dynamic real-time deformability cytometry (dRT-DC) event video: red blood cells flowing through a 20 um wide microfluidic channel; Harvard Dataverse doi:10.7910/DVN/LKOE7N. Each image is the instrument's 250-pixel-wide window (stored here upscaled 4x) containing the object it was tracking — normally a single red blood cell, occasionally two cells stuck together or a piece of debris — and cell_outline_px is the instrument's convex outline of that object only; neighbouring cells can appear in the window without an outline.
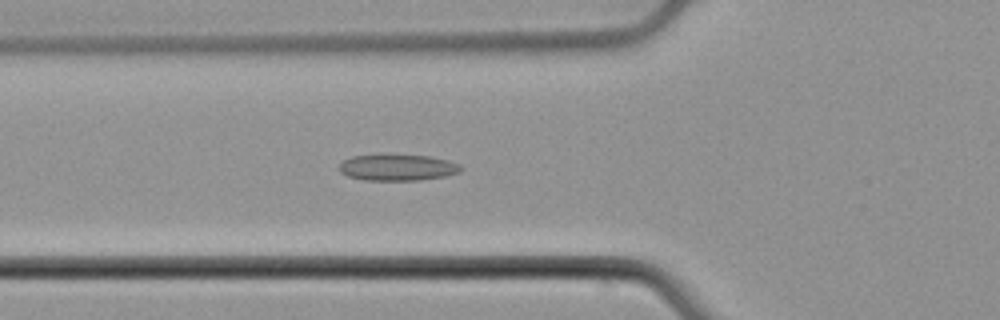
{"species": "common noctule bat (a hibernating species)", "species_latin": "Nyctalus noctula", "temperature_condition": "cold", "stored_images_in_passage": 45, "camera_frame_rate_fps": 3000, "um_per_image_px": 0.085, "animal": {"sex": "male", "body_mass_g": 21.5, "forearm_length_mm": 52.0}, "frame": {"image": 1, "passage_image": 11, "time_ms": 3.333, "image_size_px": [1000, 320], "cell_outline_px": [[464, 168], [460, 172], [448, 176], [420, 180], [364, 180], [348, 176], [340, 172], [340, 164], [344, 160], [352, 156], [432, 156], [448, 160], [460, 164]], "centroid_in_image_um": [33.87, 14.26], "position_along_channel_um": 91.9, "area_um2": 18.38}}
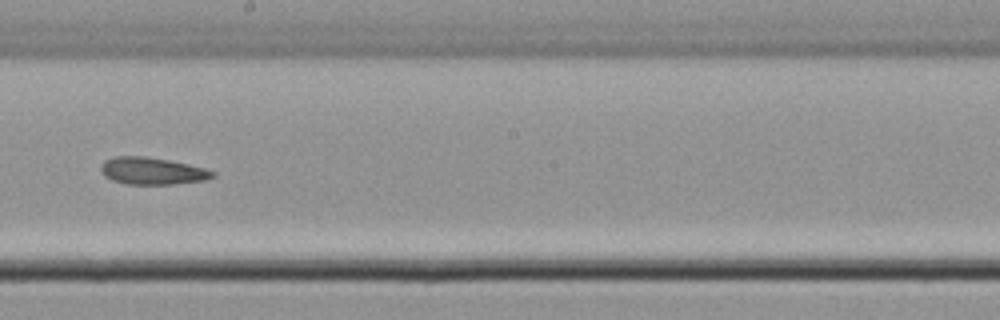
{"frame": {"image": 2, "passage_image": 22, "time_ms": 7.0, "image_size_px": [1000, 320], "cell_outline_px": [[216, 176], [204, 180], [172, 184], [128, 184], [112, 180], [104, 176], [100, 172], [100, 164], [104, 160], [116, 156], [144, 156], [168, 160], [188, 164], [204, 168], [216, 172]], "centroid_in_image_um": [12.91, 14.53], "position_along_channel_um": 235.3, "area_um2": 17.69}}
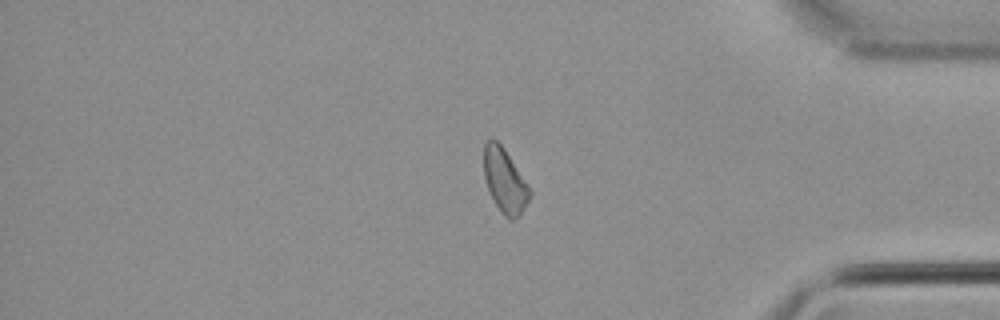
{"frame": {"image": 3, "passage_image": 36, "time_ms": 11.667, "image_size_px": [1000, 320], "cell_outline_px": [[532, 192], [520, 216], [512, 220], [508, 220], [504, 216], [496, 204], [488, 188], [484, 176], [484, 144], [488, 140], [496, 140], [504, 148]], "centroid_in_image_um": [42.9, 15.38], "position_along_channel_um": 392.3, "area_um2": 16.76}, "authors_computed_cell_mechanics": {"area_um2": 17.6868, "velocity_mm_per_s": 3.9004, "shape_relaxation_time_tau1_ms": 10.6386, "shape_relaxation_time_tau2_ms": 2.8188, "deformation_change_tau1": 0.1108, "deformation_change_tau2": 0.0777}}